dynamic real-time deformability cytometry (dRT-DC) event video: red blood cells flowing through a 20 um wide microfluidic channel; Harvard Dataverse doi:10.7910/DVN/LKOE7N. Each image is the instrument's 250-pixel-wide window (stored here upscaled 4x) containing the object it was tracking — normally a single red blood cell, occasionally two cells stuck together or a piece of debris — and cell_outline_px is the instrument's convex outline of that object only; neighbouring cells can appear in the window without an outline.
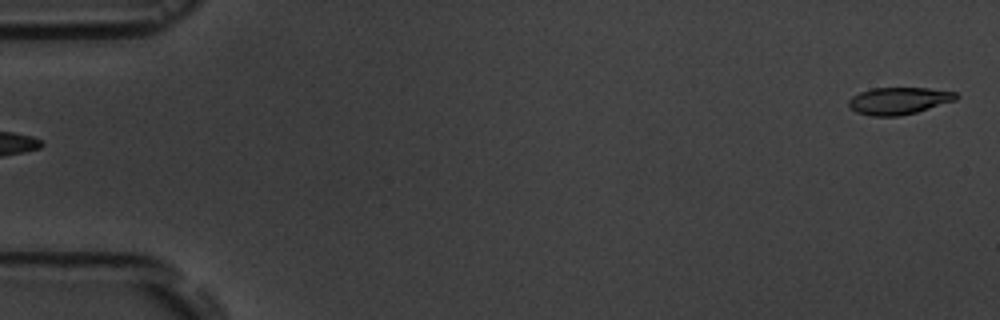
{"species": "common noctule bat (a hibernating species)", "species_latin": "Nyctalus noctula", "temperature_condition": "room temperature", "stored_images_in_passage": 6, "segment_of_instrument_passage": [2, 2], "camera_frame_rate_fps": 3000, "um_per_image_px": 0.085, "animal": {"sex": "male", "body_mass_g": 19.5, "forearm_length_mm": 54.6}, "frame": {"image": 1, "passage_image": 6, "time_ms": 5.667, "image_size_px": [1000, 320], "cell_outline_px": [[960, 96], [956, 100], [916, 112], [896, 116], [872, 116], [856, 112], [848, 104], [848, 100], [852, 96], [860, 92], [872, 88], [928, 88], [956, 92]], "centroid_in_image_um": [76.4, 8.56], "position_along_channel_um": 8.6, "area_um2": 16.88}}